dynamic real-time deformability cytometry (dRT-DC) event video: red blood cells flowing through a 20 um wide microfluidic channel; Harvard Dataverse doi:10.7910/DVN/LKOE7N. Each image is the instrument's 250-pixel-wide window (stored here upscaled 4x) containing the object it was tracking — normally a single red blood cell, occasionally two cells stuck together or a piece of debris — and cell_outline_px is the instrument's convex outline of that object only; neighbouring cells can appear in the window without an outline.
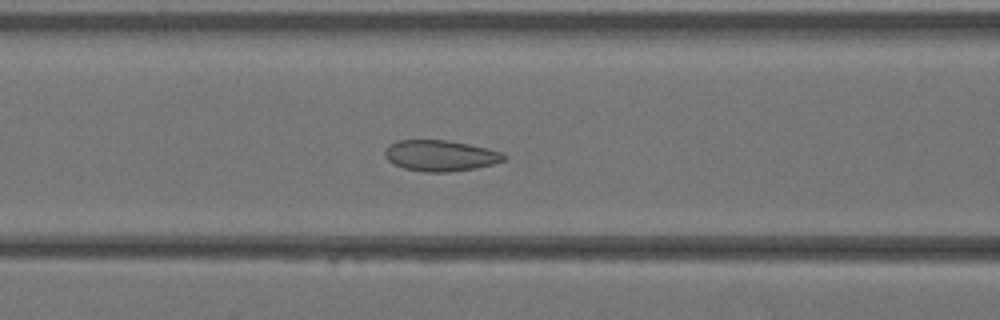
{"species": "Egyptian fruit bat (a non-hibernating species)", "species_latin": "Rousettus aegyptiacus", "temperature_condition": "warm", "stored_images_in_passage": 40, "camera_frame_rate_fps": 3000, "um_per_image_px": 0.085, "animal": {"sex": "female"}, "frame": {"image": 1, "passage_image": 17, "time_ms": 5.333, "image_size_px": [1000, 320], "cell_outline_px": [[508, 156], [504, 160], [492, 164], [476, 168], [448, 172], [424, 172], [404, 168], [388, 160], [384, 156], [384, 152], [396, 140], [448, 140], [468, 144], [504, 152]], "centroid_in_image_um": [37.47, 13.23], "position_along_channel_um": 129.1, "area_um2": 21.39}}
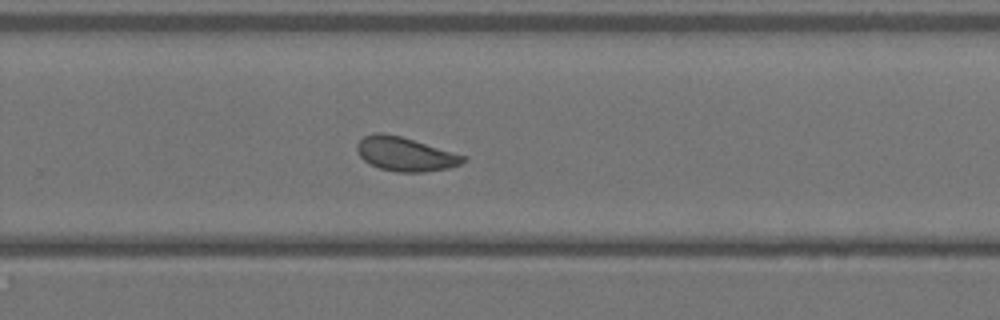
{"frame": {"image": 2, "passage_image": 27, "time_ms": 8.667, "image_size_px": [1000, 320], "cell_outline_px": [[468, 160], [460, 164], [448, 168], [424, 172], [396, 172], [380, 168], [364, 160], [360, 156], [356, 148], [356, 144], [364, 136], [376, 132], [384, 132], [400, 136], [468, 156]], "centroid_in_image_um": [34.47, 13.09], "position_along_channel_um": 295.3, "area_um2": 21.04}}
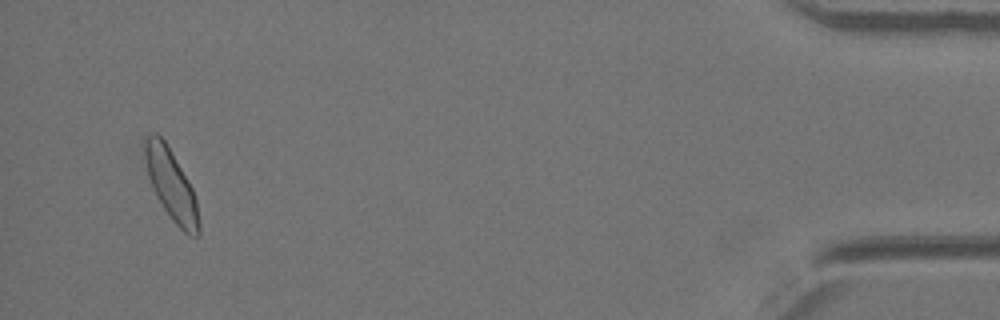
{"frame": {"image": 3, "passage_image": 39, "time_ms": 12.667, "image_size_px": [1000, 320], "cell_outline_px": [[200, 236], [188, 236], [172, 220], [156, 196], [148, 176], [144, 156], [144, 140], [152, 132], [156, 132], [164, 140], [188, 180], [192, 188], [196, 200], [200, 220]], "centroid_in_image_um": [14.56, 15.74], "position_along_channel_um": 420.6, "area_um2": 22.14}}